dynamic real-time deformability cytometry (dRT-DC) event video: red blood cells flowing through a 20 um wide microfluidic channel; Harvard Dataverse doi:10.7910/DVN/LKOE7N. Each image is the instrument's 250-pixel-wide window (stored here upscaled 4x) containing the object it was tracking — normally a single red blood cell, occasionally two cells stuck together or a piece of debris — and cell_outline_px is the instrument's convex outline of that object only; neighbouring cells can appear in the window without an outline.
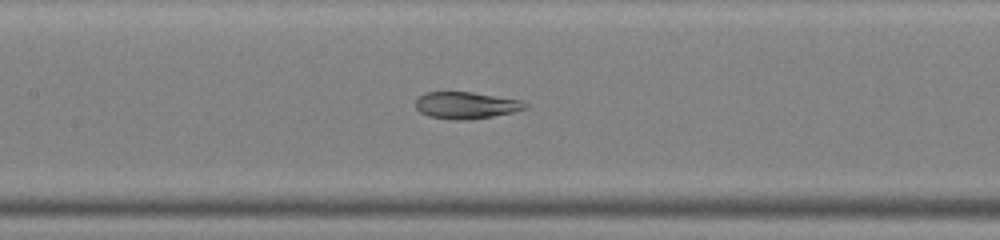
{"species": "common noctule bat (a hibernating species)", "species_latin": "Nyctalus noctula", "temperature_condition": "warm", "stored_images_in_passage": 42, "segment_of_instrument_passage": [2, 3], "camera_frame_rate_fps": 3000, "um_per_image_px": 0.085, "animal": {"sex": "male", "body_mass_g": 19.0, "forearm_length_mm": 50.8}, "frame": {"image": 1, "passage_image": 23, "time_ms": 7.333, "image_size_px": [1000, 240], "cell_outline_px": [[528, 108], [512, 112], [472, 120], [452, 120], [428, 116], [420, 112], [416, 108], [416, 100], [424, 92], [472, 92], [520, 100], [528, 104]], "centroid_in_image_um": [39.6, 8.96], "position_along_channel_um": 167.8, "area_um2": 17.17}}
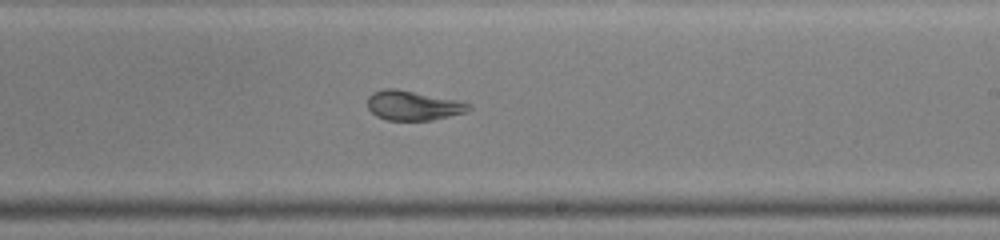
{"frame": {"image": 2, "passage_image": 29, "time_ms": 9.333, "image_size_px": [1000, 240], "cell_outline_px": [[472, 108], [464, 112], [432, 120], [388, 120], [376, 116], [368, 108], [368, 96], [372, 92], [384, 88], [396, 88], [456, 100], [472, 104]], "centroid_in_image_um": [35.08, 8.96], "position_along_channel_um": 253.9, "area_um2": 17.34}}
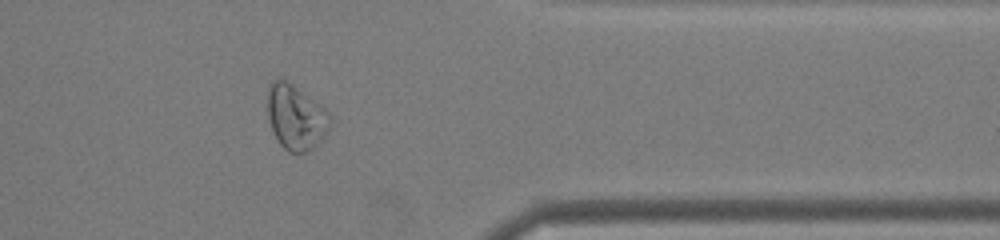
{"frame": {"image": 3, "passage_image": 39, "time_ms": 12.667, "image_size_px": [1000, 240], "cell_outline_px": [[332, 124], [324, 136], [312, 148], [304, 152], [288, 152], [276, 140], [268, 116], [268, 84], [272, 80], [288, 80], [324, 108], [332, 116]], "centroid_in_image_um": [25.15, 9.95], "position_along_channel_um": 386.3, "area_um2": 23.58}}